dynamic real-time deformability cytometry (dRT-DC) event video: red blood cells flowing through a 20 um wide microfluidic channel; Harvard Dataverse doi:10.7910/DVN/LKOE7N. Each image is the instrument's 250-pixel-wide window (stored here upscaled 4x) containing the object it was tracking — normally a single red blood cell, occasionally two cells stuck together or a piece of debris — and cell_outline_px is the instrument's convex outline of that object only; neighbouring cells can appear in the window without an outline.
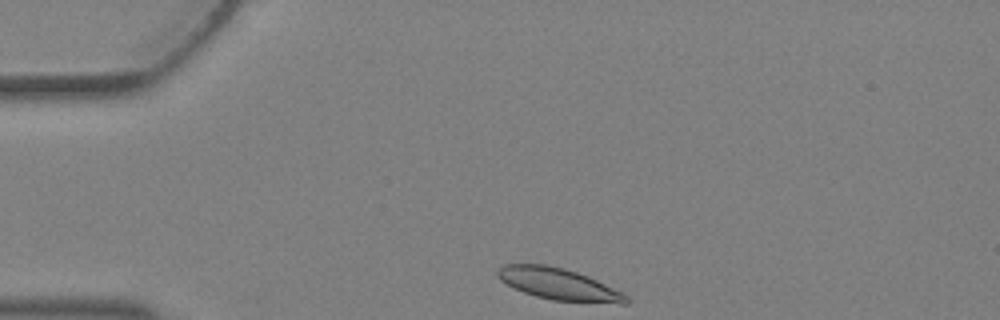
{"species": "Egyptian fruit bat (a non-hibernating species)", "species_latin": "Rousettus aegyptiacus", "temperature_condition": "warm", "stored_images_in_passage": 3, "camera_frame_rate_fps": 3000, "um_per_image_px": 0.085, "animal": {"sex": "female"}, "frame": {"image": 1, "passage_image": 1, "time_ms": 0.0, "image_size_px": [1000, 320], "cell_outline_px": [[628, 304], [620, 304], [552, 300], [536, 296], [524, 292], [500, 280], [496, 276], [496, 272], [504, 264], [548, 264], [564, 268], [588, 276], [624, 292], [628, 296]], "centroid_in_image_um": [47.53, 24.15], "position_along_channel_um": 37.5, "area_um2": 23.81}}
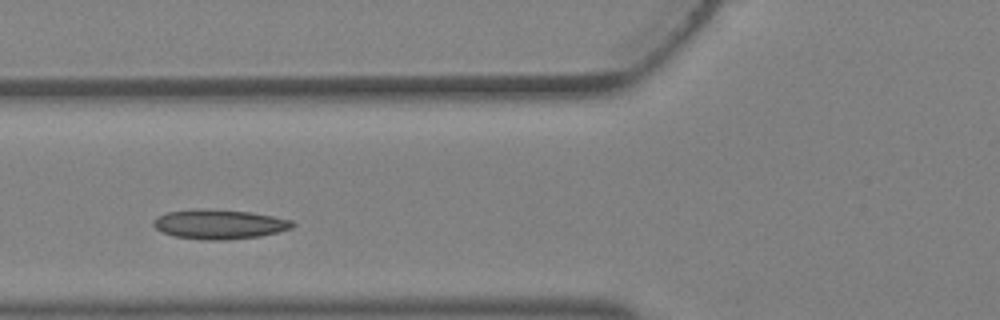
{"frame": {"image": 2, "passage_image": 3, "time_ms": 0.667, "image_size_px": [1000, 320], "cell_outline_px": [[296, 224], [292, 228], [260, 236], [228, 240], [204, 240], [172, 236], [156, 228], [152, 224], [152, 220], [156, 216], [164, 212], [192, 208], [200, 208], [252, 212], [292, 220]], "centroid_in_image_um": [18.59, 19.05], "position_along_channel_um": 107.2, "area_um2": 24.28}}